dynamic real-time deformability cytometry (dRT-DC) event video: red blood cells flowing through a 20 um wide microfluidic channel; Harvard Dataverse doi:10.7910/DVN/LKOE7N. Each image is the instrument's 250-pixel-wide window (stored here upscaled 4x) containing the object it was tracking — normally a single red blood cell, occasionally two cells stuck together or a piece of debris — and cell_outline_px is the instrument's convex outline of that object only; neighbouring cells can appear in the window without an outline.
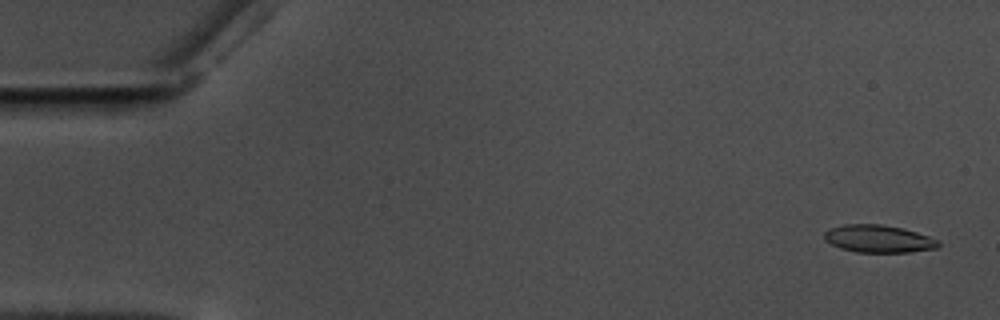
{"species": "common noctule bat (a hibernating species)", "species_latin": "Nyctalus noctula", "temperature_condition": "warm", "stored_images_in_passage": 58, "camera_frame_rate_fps": 3000, "um_per_image_px": 0.085, "animal": {"sex": "male", "body_mass_g": 17.5, "forearm_length_mm": 52.3}, "frame": {"image": 1, "passage_image": 3, "time_ms": 0.667, "image_size_px": [1000, 320], "cell_outline_px": [[940, 244], [936, 248], [908, 252], [856, 252], [840, 248], [824, 240], [824, 232], [832, 228], [844, 224], [880, 224], [900, 228], [916, 232], [940, 240]], "centroid_in_image_um": [74.66, 20.3], "position_along_channel_um": 10.3, "area_um2": 18.15}}
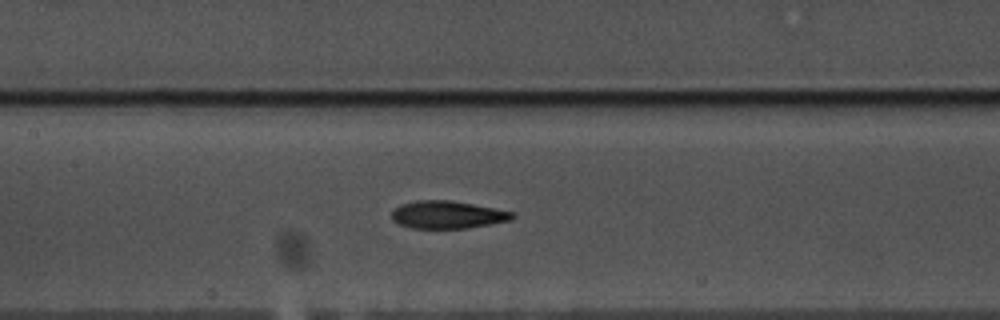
{"frame": {"image": 2, "passage_image": 28, "time_ms": 9.0, "image_size_px": [1000, 320], "cell_outline_px": [[516, 216], [512, 220], [468, 228], [412, 228], [400, 224], [392, 220], [392, 212], [400, 204], [416, 200], [448, 200], [496, 208], [516, 212]], "centroid_in_image_um": [38.08, 18.25], "position_along_channel_um": 169.3, "area_um2": 19.48}}
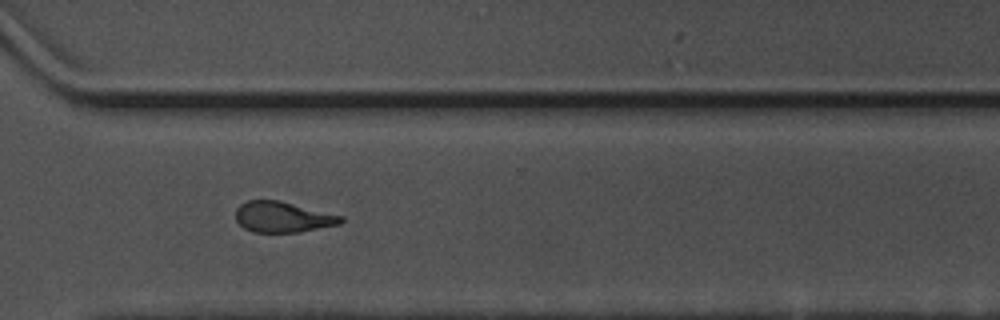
{"frame": {"image": 3, "passage_image": 43, "time_ms": 14.0, "image_size_px": [1000, 320], "cell_outline_px": [[344, 220], [340, 224], [300, 232], [252, 232], [244, 228], [236, 220], [236, 208], [240, 204], [248, 200], [280, 200], [344, 216]], "centroid_in_image_um": [24.04, 18.44], "position_along_channel_um": 346.6, "area_um2": 18.96}, "authors_computed_cell_mechanics": {"area_um2": 19.4497, "velocity_mm_per_s": 3.5537, "shape_relaxation_time_tau1_ms": null, "shape_relaxation_time_tau2_ms": 4.5872, "deformation_change_tau1": null, "deformation_change_tau2": 0.1382}}